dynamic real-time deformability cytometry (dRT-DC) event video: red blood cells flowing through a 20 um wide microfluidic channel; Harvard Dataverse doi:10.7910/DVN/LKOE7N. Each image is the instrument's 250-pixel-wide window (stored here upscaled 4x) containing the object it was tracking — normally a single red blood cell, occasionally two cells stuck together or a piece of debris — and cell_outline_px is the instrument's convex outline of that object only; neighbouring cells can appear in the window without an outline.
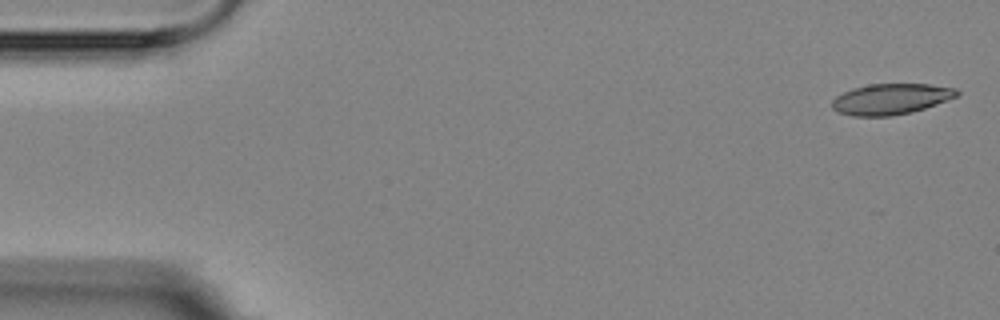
{"species": "Egyptian fruit bat (a non-hibernating species)", "species_latin": "Rousettus aegyptiacus", "temperature_condition": "room temperature", "stored_images_in_passage": 6, "camera_frame_rate_fps": 3000, "um_per_image_px": 0.085, "animal": {"sex": "female"}, "frame": {"image": 1, "passage_image": 1, "time_ms": 0.0, "image_size_px": [1000, 320], "cell_outline_px": [[960, 92], [956, 96], [936, 104], [912, 112], [892, 116], [852, 116], [836, 112], [832, 108], [832, 100], [836, 96], [852, 88], [868, 84], [928, 84], [956, 88]], "centroid_in_image_um": [75.68, 8.42], "position_along_channel_um": 9.3, "area_um2": 22.43}}